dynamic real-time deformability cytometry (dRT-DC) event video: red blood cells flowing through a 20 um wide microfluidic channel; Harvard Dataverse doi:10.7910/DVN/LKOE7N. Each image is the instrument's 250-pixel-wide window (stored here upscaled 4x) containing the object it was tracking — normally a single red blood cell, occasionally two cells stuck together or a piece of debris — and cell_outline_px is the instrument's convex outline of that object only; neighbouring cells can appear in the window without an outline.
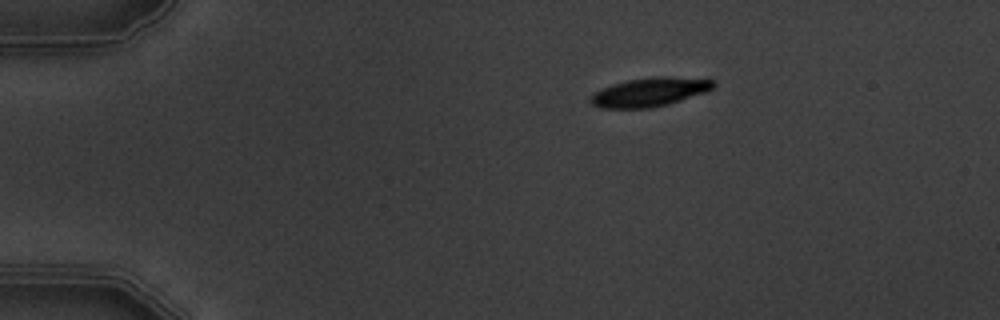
{"species": "common noctule bat (a hibernating species)", "species_latin": "Nyctalus noctula", "temperature_condition": "warm", "stored_images_in_passage": 3, "camera_frame_rate_fps": 3000, "um_per_image_px": 0.085, "animal": {"sex": "male", "body_mass_g": 19.5, "forearm_length_mm": 54.6}, "frame": {"image": 1, "passage_image": 1, "time_ms": 0.0, "image_size_px": [1000, 320], "cell_outline_px": [[716, 84], [708, 92], [668, 104], [652, 108], [600, 108], [592, 104], [588, 100], [600, 88], [612, 84], [628, 80], [656, 76], [668, 76], [712, 80]], "centroid_in_image_um": [55.22, 7.83], "position_along_channel_um": 29.8, "area_um2": 20.69}}